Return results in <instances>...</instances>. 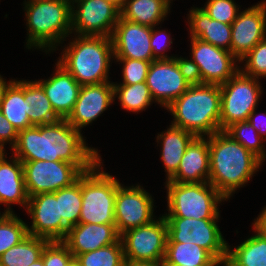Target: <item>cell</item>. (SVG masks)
<instances>
[{
    "label": "cell",
    "mask_w": 266,
    "mask_h": 266,
    "mask_svg": "<svg viewBox=\"0 0 266 266\" xmlns=\"http://www.w3.org/2000/svg\"><path fill=\"white\" fill-rule=\"evenodd\" d=\"M41 258L45 266H67L74 256L62 241H49Z\"/></svg>",
    "instance_id": "obj_40"
},
{
    "label": "cell",
    "mask_w": 266,
    "mask_h": 266,
    "mask_svg": "<svg viewBox=\"0 0 266 266\" xmlns=\"http://www.w3.org/2000/svg\"><path fill=\"white\" fill-rule=\"evenodd\" d=\"M102 158L81 174L79 223L115 224L114 205L120 181L102 167Z\"/></svg>",
    "instance_id": "obj_6"
},
{
    "label": "cell",
    "mask_w": 266,
    "mask_h": 266,
    "mask_svg": "<svg viewBox=\"0 0 266 266\" xmlns=\"http://www.w3.org/2000/svg\"><path fill=\"white\" fill-rule=\"evenodd\" d=\"M121 11L105 0L71 2L72 34L111 37Z\"/></svg>",
    "instance_id": "obj_15"
},
{
    "label": "cell",
    "mask_w": 266,
    "mask_h": 266,
    "mask_svg": "<svg viewBox=\"0 0 266 266\" xmlns=\"http://www.w3.org/2000/svg\"><path fill=\"white\" fill-rule=\"evenodd\" d=\"M266 38V1L240 11L231 24V54L240 62L252 48Z\"/></svg>",
    "instance_id": "obj_16"
},
{
    "label": "cell",
    "mask_w": 266,
    "mask_h": 266,
    "mask_svg": "<svg viewBox=\"0 0 266 266\" xmlns=\"http://www.w3.org/2000/svg\"><path fill=\"white\" fill-rule=\"evenodd\" d=\"M209 183L228 201L246 186L263 162L225 131L209 136Z\"/></svg>",
    "instance_id": "obj_2"
},
{
    "label": "cell",
    "mask_w": 266,
    "mask_h": 266,
    "mask_svg": "<svg viewBox=\"0 0 266 266\" xmlns=\"http://www.w3.org/2000/svg\"><path fill=\"white\" fill-rule=\"evenodd\" d=\"M59 199V218H62V240L70 227L79 224L82 207L81 175L71 186L53 192Z\"/></svg>",
    "instance_id": "obj_30"
},
{
    "label": "cell",
    "mask_w": 266,
    "mask_h": 266,
    "mask_svg": "<svg viewBox=\"0 0 266 266\" xmlns=\"http://www.w3.org/2000/svg\"><path fill=\"white\" fill-rule=\"evenodd\" d=\"M215 219H194L165 217L167 242L192 243L207 250L215 259L227 254L228 242L225 240Z\"/></svg>",
    "instance_id": "obj_11"
},
{
    "label": "cell",
    "mask_w": 266,
    "mask_h": 266,
    "mask_svg": "<svg viewBox=\"0 0 266 266\" xmlns=\"http://www.w3.org/2000/svg\"><path fill=\"white\" fill-rule=\"evenodd\" d=\"M114 101L120 103L122 109L128 112L140 113L150 108L155 103L146 82L135 83L134 85L113 84Z\"/></svg>",
    "instance_id": "obj_33"
},
{
    "label": "cell",
    "mask_w": 266,
    "mask_h": 266,
    "mask_svg": "<svg viewBox=\"0 0 266 266\" xmlns=\"http://www.w3.org/2000/svg\"><path fill=\"white\" fill-rule=\"evenodd\" d=\"M170 8H171V3L173 4V0H163Z\"/></svg>",
    "instance_id": "obj_51"
},
{
    "label": "cell",
    "mask_w": 266,
    "mask_h": 266,
    "mask_svg": "<svg viewBox=\"0 0 266 266\" xmlns=\"http://www.w3.org/2000/svg\"><path fill=\"white\" fill-rule=\"evenodd\" d=\"M18 130L8 121V119L0 111V146L5 149V145L9 148L15 145L17 141Z\"/></svg>",
    "instance_id": "obj_42"
},
{
    "label": "cell",
    "mask_w": 266,
    "mask_h": 266,
    "mask_svg": "<svg viewBox=\"0 0 266 266\" xmlns=\"http://www.w3.org/2000/svg\"><path fill=\"white\" fill-rule=\"evenodd\" d=\"M167 211L164 217L215 219L219 206L227 201L209 182L178 183L165 181Z\"/></svg>",
    "instance_id": "obj_7"
},
{
    "label": "cell",
    "mask_w": 266,
    "mask_h": 266,
    "mask_svg": "<svg viewBox=\"0 0 266 266\" xmlns=\"http://www.w3.org/2000/svg\"><path fill=\"white\" fill-rule=\"evenodd\" d=\"M10 150L21 162L65 161L76 165L82 172L91 169L101 159L98 149L90 147L83 133L66 119L18 131L17 141Z\"/></svg>",
    "instance_id": "obj_1"
},
{
    "label": "cell",
    "mask_w": 266,
    "mask_h": 266,
    "mask_svg": "<svg viewBox=\"0 0 266 266\" xmlns=\"http://www.w3.org/2000/svg\"><path fill=\"white\" fill-rule=\"evenodd\" d=\"M252 230L266 237V206L262 208L259 215L252 222Z\"/></svg>",
    "instance_id": "obj_44"
},
{
    "label": "cell",
    "mask_w": 266,
    "mask_h": 266,
    "mask_svg": "<svg viewBox=\"0 0 266 266\" xmlns=\"http://www.w3.org/2000/svg\"><path fill=\"white\" fill-rule=\"evenodd\" d=\"M152 27L123 19L121 16L112 33L114 58L156 60L150 46Z\"/></svg>",
    "instance_id": "obj_18"
},
{
    "label": "cell",
    "mask_w": 266,
    "mask_h": 266,
    "mask_svg": "<svg viewBox=\"0 0 266 266\" xmlns=\"http://www.w3.org/2000/svg\"><path fill=\"white\" fill-rule=\"evenodd\" d=\"M0 111L18 131L33 126L27 115L29 102L24 99L23 79L16 78L7 88L0 103Z\"/></svg>",
    "instance_id": "obj_27"
},
{
    "label": "cell",
    "mask_w": 266,
    "mask_h": 266,
    "mask_svg": "<svg viewBox=\"0 0 266 266\" xmlns=\"http://www.w3.org/2000/svg\"><path fill=\"white\" fill-rule=\"evenodd\" d=\"M209 136L195 137L187 146L177 172L168 180L178 183L209 182Z\"/></svg>",
    "instance_id": "obj_22"
},
{
    "label": "cell",
    "mask_w": 266,
    "mask_h": 266,
    "mask_svg": "<svg viewBox=\"0 0 266 266\" xmlns=\"http://www.w3.org/2000/svg\"><path fill=\"white\" fill-rule=\"evenodd\" d=\"M29 266H45V265H44L43 259L39 258L36 262L32 263Z\"/></svg>",
    "instance_id": "obj_49"
},
{
    "label": "cell",
    "mask_w": 266,
    "mask_h": 266,
    "mask_svg": "<svg viewBox=\"0 0 266 266\" xmlns=\"http://www.w3.org/2000/svg\"><path fill=\"white\" fill-rule=\"evenodd\" d=\"M7 152L0 157V205H5L7 213H13L12 205L27 207L29 197L25 188L22 162Z\"/></svg>",
    "instance_id": "obj_23"
},
{
    "label": "cell",
    "mask_w": 266,
    "mask_h": 266,
    "mask_svg": "<svg viewBox=\"0 0 266 266\" xmlns=\"http://www.w3.org/2000/svg\"><path fill=\"white\" fill-rule=\"evenodd\" d=\"M240 266L228 254L216 259L215 266Z\"/></svg>",
    "instance_id": "obj_45"
},
{
    "label": "cell",
    "mask_w": 266,
    "mask_h": 266,
    "mask_svg": "<svg viewBox=\"0 0 266 266\" xmlns=\"http://www.w3.org/2000/svg\"><path fill=\"white\" fill-rule=\"evenodd\" d=\"M216 259L192 243L167 242L164 265L215 266Z\"/></svg>",
    "instance_id": "obj_29"
},
{
    "label": "cell",
    "mask_w": 266,
    "mask_h": 266,
    "mask_svg": "<svg viewBox=\"0 0 266 266\" xmlns=\"http://www.w3.org/2000/svg\"><path fill=\"white\" fill-rule=\"evenodd\" d=\"M259 81L238 70L220 85V131H225L236 122L248 121L249 115L258 108L264 92Z\"/></svg>",
    "instance_id": "obj_8"
},
{
    "label": "cell",
    "mask_w": 266,
    "mask_h": 266,
    "mask_svg": "<svg viewBox=\"0 0 266 266\" xmlns=\"http://www.w3.org/2000/svg\"><path fill=\"white\" fill-rule=\"evenodd\" d=\"M256 111L257 108L249 115L248 122H250L251 125L256 129L260 137L266 141V112L264 114H260ZM262 116L264 117V119L262 118Z\"/></svg>",
    "instance_id": "obj_43"
},
{
    "label": "cell",
    "mask_w": 266,
    "mask_h": 266,
    "mask_svg": "<svg viewBox=\"0 0 266 266\" xmlns=\"http://www.w3.org/2000/svg\"><path fill=\"white\" fill-rule=\"evenodd\" d=\"M119 240L115 224L79 223L68 229L62 242L75 258L78 254L97 250Z\"/></svg>",
    "instance_id": "obj_20"
},
{
    "label": "cell",
    "mask_w": 266,
    "mask_h": 266,
    "mask_svg": "<svg viewBox=\"0 0 266 266\" xmlns=\"http://www.w3.org/2000/svg\"><path fill=\"white\" fill-rule=\"evenodd\" d=\"M67 266H80V264L75 258H73Z\"/></svg>",
    "instance_id": "obj_50"
},
{
    "label": "cell",
    "mask_w": 266,
    "mask_h": 266,
    "mask_svg": "<svg viewBox=\"0 0 266 266\" xmlns=\"http://www.w3.org/2000/svg\"><path fill=\"white\" fill-rule=\"evenodd\" d=\"M122 65V83L113 84H126L134 85L135 83L146 82L148 70L152 61H143L138 59L128 58H114V62Z\"/></svg>",
    "instance_id": "obj_39"
},
{
    "label": "cell",
    "mask_w": 266,
    "mask_h": 266,
    "mask_svg": "<svg viewBox=\"0 0 266 266\" xmlns=\"http://www.w3.org/2000/svg\"><path fill=\"white\" fill-rule=\"evenodd\" d=\"M190 38H198L218 48L230 51L231 25L212 19L200 7H191L187 14Z\"/></svg>",
    "instance_id": "obj_24"
},
{
    "label": "cell",
    "mask_w": 266,
    "mask_h": 266,
    "mask_svg": "<svg viewBox=\"0 0 266 266\" xmlns=\"http://www.w3.org/2000/svg\"><path fill=\"white\" fill-rule=\"evenodd\" d=\"M105 1L114 4L120 11L124 4V0H105Z\"/></svg>",
    "instance_id": "obj_48"
},
{
    "label": "cell",
    "mask_w": 266,
    "mask_h": 266,
    "mask_svg": "<svg viewBox=\"0 0 266 266\" xmlns=\"http://www.w3.org/2000/svg\"><path fill=\"white\" fill-rule=\"evenodd\" d=\"M6 152L1 146H0V157Z\"/></svg>",
    "instance_id": "obj_52"
},
{
    "label": "cell",
    "mask_w": 266,
    "mask_h": 266,
    "mask_svg": "<svg viewBox=\"0 0 266 266\" xmlns=\"http://www.w3.org/2000/svg\"><path fill=\"white\" fill-rule=\"evenodd\" d=\"M114 104L113 81L81 86L78 98L67 122L76 130L92 125L101 114Z\"/></svg>",
    "instance_id": "obj_17"
},
{
    "label": "cell",
    "mask_w": 266,
    "mask_h": 266,
    "mask_svg": "<svg viewBox=\"0 0 266 266\" xmlns=\"http://www.w3.org/2000/svg\"><path fill=\"white\" fill-rule=\"evenodd\" d=\"M7 214V212L4 210V212H2V214H1V212H0V220L5 216Z\"/></svg>",
    "instance_id": "obj_53"
},
{
    "label": "cell",
    "mask_w": 266,
    "mask_h": 266,
    "mask_svg": "<svg viewBox=\"0 0 266 266\" xmlns=\"http://www.w3.org/2000/svg\"><path fill=\"white\" fill-rule=\"evenodd\" d=\"M26 213L31 218L27 224L28 235L49 241H62V218H59V199L53 193L29 197Z\"/></svg>",
    "instance_id": "obj_19"
},
{
    "label": "cell",
    "mask_w": 266,
    "mask_h": 266,
    "mask_svg": "<svg viewBox=\"0 0 266 266\" xmlns=\"http://www.w3.org/2000/svg\"><path fill=\"white\" fill-rule=\"evenodd\" d=\"M125 261L163 262L166 253L167 224L159 216L151 223L130 229L120 235Z\"/></svg>",
    "instance_id": "obj_12"
},
{
    "label": "cell",
    "mask_w": 266,
    "mask_h": 266,
    "mask_svg": "<svg viewBox=\"0 0 266 266\" xmlns=\"http://www.w3.org/2000/svg\"><path fill=\"white\" fill-rule=\"evenodd\" d=\"M171 36L166 30L159 29L157 26L152 27L150 46L156 60L178 57L177 54L175 56L167 55V51L172 47L170 44H173L174 40Z\"/></svg>",
    "instance_id": "obj_41"
},
{
    "label": "cell",
    "mask_w": 266,
    "mask_h": 266,
    "mask_svg": "<svg viewBox=\"0 0 266 266\" xmlns=\"http://www.w3.org/2000/svg\"><path fill=\"white\" fill-rule=\"evenodd\" d=\"M170 7L163 0H124L121 17L150 27L159 26L166 20Z\"/></svg>",
    "instance_id": "obj_26"
},
{
    "label": "cell",
    "mask_w": 266,
    "mask_h": 266,
    "mask_svg": "<svg viewBox=\"0 0 266 266\" xmlns=\"http://www.w3.org/2000/svg\"><path fill=\"white\" fill-rule=\"evenodd\" d=\"M22 164L28 197L69 187L83 173L76 165L65 161L37 160Z\"/></svg>",
    "instance_id": "obj_13"
},
{
    "label": "cell",
    "mask_w": 266,
    "mask_h": 266,
    "mask_svg": "<svg viewBox=\"0 0 266 266\" xmlns=\"http://www.w3.org/2000/svg\"><path fill=\"white\" fill-rule=\"evenodd\" d=\"M196 136L182 128L169 125L166 131H162L156 136L157 146H160V158L166 172L168 181L176 172L180 165L187 146Z\"/></svg>",
    "instance_id": "obj_25"
},
{
    "label": "cell",
    "mask_w": 266,
    "mask_h": 266,
    "mask_svg": "<svg viewBox=\"0 0 266 266\" xmlns=\"http://www.w3.org/2000/svg\"><path fill=\"white\" fill-rule=\"evenodd\" d=\"M23 4L28 31L25 48L38 49L46 55L60 50L59 45L72 35L71 2L24 0Z\"/></svg>",
    "instance_id": "obj_4"
},
{
    "label": "cell",
    "mask_w": 266,
    "mask_h": 266,
    "mask_svg": "<svg viewBox=\"0 0 266 266\" xmlns=\"http://www.w3.org/2000/svg\"><path fill=\"white\" fill-rule=\"evenodd\" d=\"M191 71L184 57L153 60L146 77V84L154 101L166 109L193 83Z\"/></svg>",
    "instance_id": "obj_10"
},
{
    "label": "cell",
    "mask_w": 266,
    "mask_h": 266,
    "mask_svg": "<svg viewBox=\"0 0 266 266\" xmlns=\"http://www.w3.org/2000/svg\"><path fill=\"white\" fill-rule=\"evenodd\" d=\"M253 232L234 248L228 244L227 254L240 266H266V237Z\"/></svg>",
    "instance_id": "obj_32"
},
{
    "label": "cell",
    "mask_w": 266,
    "mask_h": 266,
    "mask_svg": "<svg viewBox=\"0 0 266 266\" xmlns=\"http://www.w3.org/2000/svg\"><path fill=\"white\" fill-rule=\"evenodd\" d=\"M239 63L243 64H239V70L243 74L260 80L266 79V38L258 42Z\"/></svg>",
    "instance_id": "obj_37"
},
{
    "label": "cell",
    "mask_w": 266,
    "mask_h": 266,
    "mask_svg": "<svg viewBox=\"0 0 266 266\" xmlns=\"http://www.w3.org/2000/svg\"><path fill=\"white\" fill-rule=\"evenodd\" d=\"M15 80L14 79H9L8 81H6L5 78H3L2 75H0V103L2 102L5 92L7 90V88L10 86V84Z\"/></svg>",
    "instance_id": "obj_46"
},
{
    "label": "cell",
    "mask_w": 266,
    "mask_h": 266,
    "mask_svg": "<svg viewBox=\"0 0 266 266\" xmlns=\"http://www.w3.org/2000/svg\"><path fill=\"white\" fill-rule=\"evenodd\" d=\"M191 56L185 57L194 82L222 85L239 70V61L222 48L190 38Z\"/></svg>",
    "instance_id": "obj_9"
},
{
    "label": "cell",
    "mask_w": 266,
    "mask_h": 266,
    "mask_svg": "<svg viewBox=\"0 0 266 266\" xmlns=\"http://www.w3.org/2000/svg\"><path fill=\"white\" fill-rule=\"evenodd\" d=\"M49 240L28 235L19 244L11 247L0 256L2 266H29L41 258Z\"/></svg>",
    "instance_id": "obj_31"
},
{
    "label": "cell",
    "mask_w": 266,
    "mask_h": 266,
    "mask_svg": "<svg viewBox=\"0 0 266 266\" xmlns=\"http://www.w3.org/2000/svg\"><path fill=\"white\" fill-rule=\"evenodd\" d=\"M14 213H7L0 220V256L28 236L26 221Z\"/></svg>",
    "instance_id": "obj_36"
},
{
    "label": "cell",
    "mask_w": 266,
    "mask_h": 266,
    "mask_svg": "<svg viewBox=\"0 0 266 266\" xmlns=\"http://www.w3.org/2000/svg\"><path fill=\"white\" fill-rule=\"evenodd\" d=\"M55 71L47 79L36 80L43 88L53 109L61 119H67L78 98L81 85L58 62Z\"/></svg>",
    "instance_id": "obj_21"
},
{
    "label": "cell",
    "mask_w": 266,
    "mask_h": 266,
    "mask_svg": "<svg viewBox=\"0 0 266 266\" xmlns=\"http://www.w3.org/2000/svg\"><path fill=\"white\" fill-rule=\"evenodd\" d=\"M70 42L61 46L57 62L81 85L110 81V67L114 60L111 37L71 35ZM63 47V48H62ZM111 62V63H110Z\"/></svg>",
    "instance_id": "obj_5"
},
{
    "label": "cell",
    "mask_w": 266,
    "mask_h": 266,
    "mask_svg": "<svg viewBox=\"0 0 266 266\" xmlns=\"http://www.w3.org/2000/svg\"><path fill=\"white\" fill-rule=\"evenodd\" d=\"M153 195L140 184L124 186L120 184L115 197V226L119 235L151 223L154 214Z\"/></svg>",
    "instance_id": "obj_14"
},
{
    "label": "cell",
    "mask_w": 266,
    "mask_h": 266,
    "mask_svg": "<svg viewBox=\"0 0 266 266\" xmlns=\"http://www.w3.org/2000/svg\"><path fill=\"white\" fill-rule=\"evenodd\" d=\"M164 266H188V265H164Z\"/></svg>",
    "instance_id": "obj_54"
},
{
    "label": "cell",
    "mask_w": 266,
    "mask_h": 266,
    "mask_svg": "<svg viewBox=\"0 0 266 266\" xmlns=\"http://www.w3.org/2000/svg\"><path fill=\"white\" fill-rule=\"evenodd\" d=\"M220 105V85L193 82L166 110L174 118L171 125L207 137L220 131Z\"/></svg>",
    "instance_id": "obj_3"
},
{
    "label": "cell",
    "mask_w": 266,
    "mask_h": 266,
    "mask_svg": "<svg viewBox=\"0 0 266 266\" xmlns=\"http://www.w3.org/2000/svg\"><path fill=\"white\" fill-rule=\"evenodd\" d=\"M235 0H207L203 9L212 19L225 24H232L241 11Z\"/></svg>",
    "instance_id": "obj_38"
},
{
    "label": "cell",
    "mask_w": 266,
    "mask_h": 266,
    "mask_svg": "<svg viewBox=\"0 0 266 266\" xmlns=\"http://www.w3.org/2000/svg\"><path fill=\"white\" fill-rule=\"evenodd\" d=\"M24 99L29 102V121L32 125H44L55 123L61 118L46 96L42 86L36 80L24 79Z\"/></svg>",
    "instance_id": "obj_28"
},
{
    "label": "cell",
    "mask_w": 266,
    "mask_h": 266,
    "mask_svg": "<svg viewBox=\"0 0 266 266\" xmlns=\"http://www.w3.org/2000/svg\"><path fill=\"white\" fill-rule=\"evenodd\" d=\"M124 266H164L163 262L147 263V262H130L126 261Z\"/></svg>",
    "instance_id": "obj_47"
},
{
    "label": "cell",
    "mask_w": 266,
    "mask_h": 266,
    "mask_svg": "<svg viewBox=\"0 0 266 266\" xmlns=\"http://www.w3.org/2000/svg\"><path fill=\"white\" fill-rule=\"evenodd\" d=\"M80 266H124L125 257L121 240L97 250L78 254Z\"/></svg>",
    "instance_id": "obj_34"
},
{
    "label": "cell",
    "mask_w": 266,
    "mask_h": 266,
    "mask_svg": "<svg viewBox=\"0 0 266 266\" xmlns=\"http://www.w3.org/2000/svg\"><path fill=\"white\" fill-rule=\"evenodd\" d=\"M235 141L256 155L262 162L266 160V143L248 121L236 122L226 130ZM265 142V143H264Z\"/></svg>",
    "instance_id": "obj_35"
}]
</instances>
